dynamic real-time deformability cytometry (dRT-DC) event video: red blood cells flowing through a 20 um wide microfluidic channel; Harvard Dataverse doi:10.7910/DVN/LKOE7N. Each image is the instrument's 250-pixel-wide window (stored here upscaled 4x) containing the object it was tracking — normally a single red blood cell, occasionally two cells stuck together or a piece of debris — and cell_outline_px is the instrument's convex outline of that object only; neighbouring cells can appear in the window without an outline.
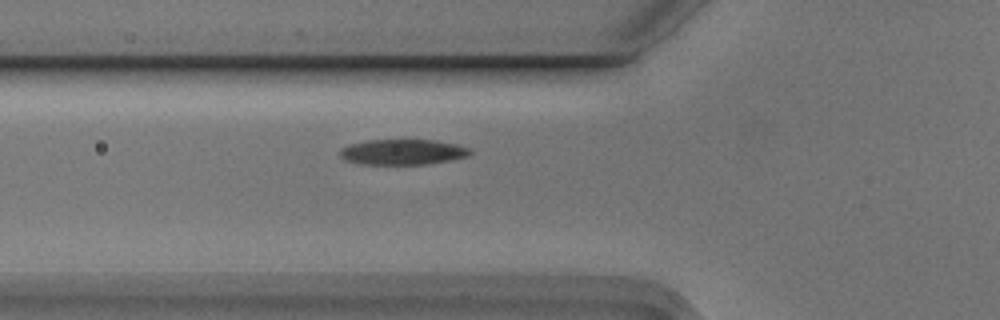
{"species": "Egyptian fruit bat (a non-hibernating species)", "species_latin": "Rousettus aegyptiacus", "temperature_condition": "cold", "stored_images_in_passage": 2, "camera_frame_rate_fps": 3000, "um_per_image_px": 0.085, "animal": {"sex": "male"}, "frame": {"image": 1, "passage_image": 2, "time_ms": 0.333, "image_size_px": [1000, 320], "cell_outline_px": [[472, 152], [468, 156], [428, 164], [360, 164], [348, 160], [340, 156], [340, 148], [348, 144], [368, 140], [404, 136], [436, 140], [456, 144], [468, 148]], "centroid_in_image_um": [34.21, 12.86], "position_along_channel_um": 91.6, "area_um2": 20.17}}